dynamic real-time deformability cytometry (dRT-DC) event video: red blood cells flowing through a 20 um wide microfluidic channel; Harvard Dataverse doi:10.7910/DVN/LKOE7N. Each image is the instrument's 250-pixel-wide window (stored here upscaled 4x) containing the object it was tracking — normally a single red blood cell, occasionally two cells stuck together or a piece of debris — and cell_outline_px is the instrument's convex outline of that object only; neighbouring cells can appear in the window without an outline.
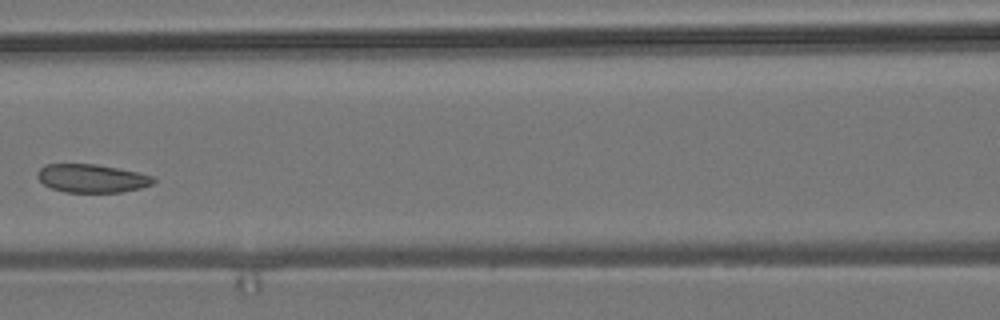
{"species": "common noctule bat (a hibernating species)", "species_latin": "Nyctalus noctula", "temperature_condition": "room temperature", "stored_images_in_passage": 7, "camera_frame_rate_fps": 3000, "um_per_image_px": 0.085, "animal": {"sex": "male", "body_mass_g": 19.2, "forearm_length_mm": 51.8}, "frame": {"image": 1, "passage_image": 6, "time_ms": 1.667, "image_size_px": [1000, 320], "cell_outline_px": [[156, 180], [152, 184], [140, 188], [120, 192], [64, 192], [52, 188], [44, 184], [36, 176], [36, 172], [44, 164], [96, 164], [136, 172], [152, 176]], "centroid_in_image_um": [7.77, 15.15], "position_along_channel_um": 158.8, "area_um2": 19.02}}
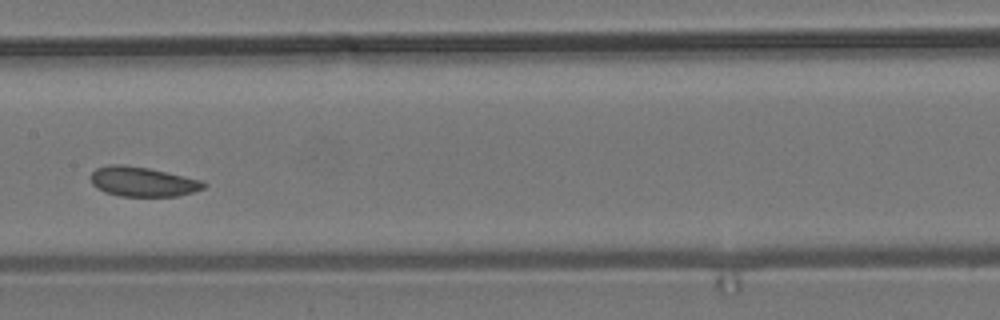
{"frame": {"image": 2, "passage_image": 7, "time_ms": 2.0, "image_size_px": [1000, 320], "cell_outline_px": [[208, 184], [204, 188], [192, 192], [176, 196], [120, 196], [104, 192], [96, 188], [92, 184], [92, 172], [96, 168], [108, 164], [120, 164], [148, 168], [204, 180]], "centroid_in_image_um": [12.14, 15.44], "position_along_channel_um": 195.3, "area_um2": 19.59}}